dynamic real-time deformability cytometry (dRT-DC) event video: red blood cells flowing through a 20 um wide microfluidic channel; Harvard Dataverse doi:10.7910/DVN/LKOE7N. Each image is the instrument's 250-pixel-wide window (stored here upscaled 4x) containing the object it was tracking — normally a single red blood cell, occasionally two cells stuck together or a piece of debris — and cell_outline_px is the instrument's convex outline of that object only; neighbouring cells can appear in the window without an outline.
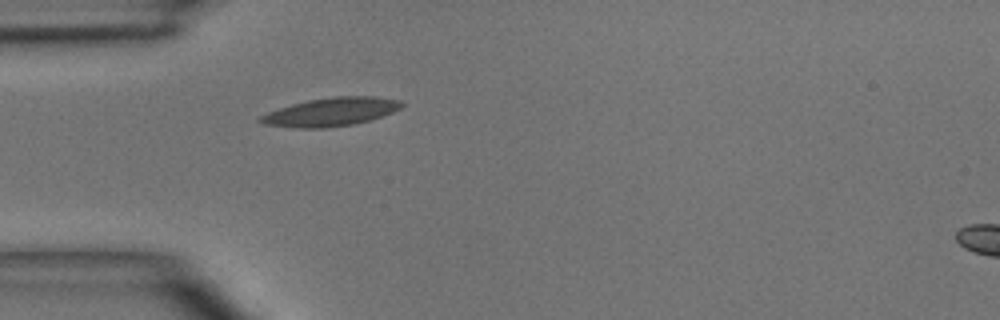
{"species": "common noctule bat (a hibernating species)", "species_latin": "Nyctalus noctula", "temperature_condition": "room temperature", "stored_images_in_passage": 1, "camera_frame_rate_fps": 3000, "um_per_image_px": 0.085, "animal": {"sex": "male", "body_mass_g": 15.6}, "frame": {"image": 1, "passage_image": 1, "time_ms": 0.0, "image_size_px": [1000, 320], "cell_outline_px": [[404, 104], [400, 108], [392, 112], [368, 120], [352, 124], [328, 128], [292, 128], [264, 124], [256, 120], [260, 116], [268, 112], [292, 104], [308, 100], [332, 96], [372, 96], [400, 100]], "centroid_in_image_um": [28.09, 9.51], "position_along_channel_um": 56.9, "area_um2": 23.29}}